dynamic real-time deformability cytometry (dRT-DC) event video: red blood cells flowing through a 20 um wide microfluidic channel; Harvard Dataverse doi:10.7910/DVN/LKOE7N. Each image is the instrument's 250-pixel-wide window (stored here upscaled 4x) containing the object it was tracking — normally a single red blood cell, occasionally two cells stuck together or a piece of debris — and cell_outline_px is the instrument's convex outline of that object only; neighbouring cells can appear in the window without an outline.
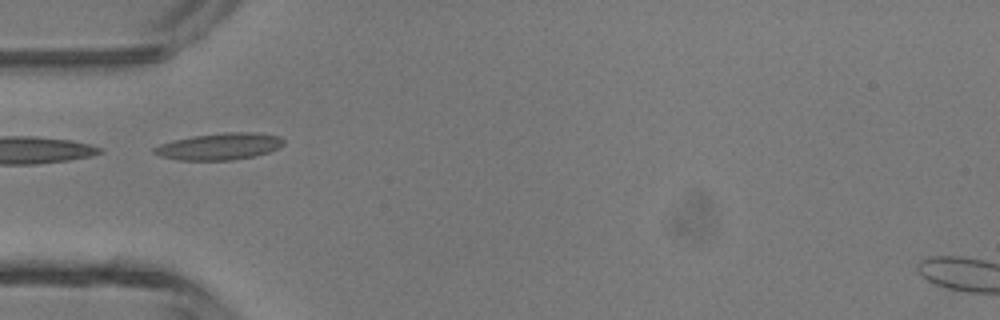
{"species": "common noctule bat (a hibernating species)", "species_latin": "Nyctalus noctula", "temperature_condition": "room temperature", "stored_images_in_passage": 5, "camera_frame_rate_fps": 3000, "um_per_image_px": 0.085, "animal": {"sex": "male", "body_mass_g": 13.3}, "frame": {"image": 1, "passage_image": 5, "time_ms": 1.333, "image_size_px": [1000, 320], "cell_outline_px": [[284, 144], [280, 148], [256, 156], [232, 160], [176, 160], [160, 156], [152, 152], [152, 148], [160, 144], [172, 140], [192, 136], [224, 132], [256, 132], [280, 136], [284, 140]], "centroid_in_image_um": [18.66, 12.44], "position_along_channel_um": 66.3, "area_um2": 20.46}}